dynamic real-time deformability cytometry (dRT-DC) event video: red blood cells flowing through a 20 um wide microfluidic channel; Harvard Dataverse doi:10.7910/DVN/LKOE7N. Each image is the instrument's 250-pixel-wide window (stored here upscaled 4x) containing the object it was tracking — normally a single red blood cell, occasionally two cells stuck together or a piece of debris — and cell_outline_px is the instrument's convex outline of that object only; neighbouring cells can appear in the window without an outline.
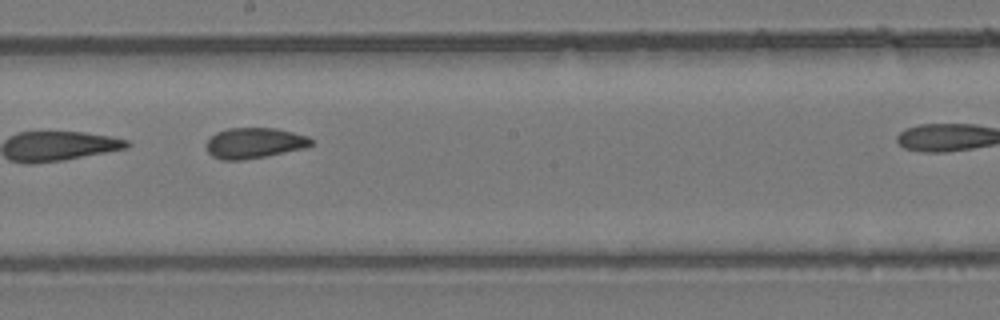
{"species": "common noctule bat (a hibernating species)", "species_latin": "Nyctalus noctula", "temperature_condition": "room temperature", "stored_images_in_passage": 11, "camera_frame_rate_fps": 3000, "um_per_image_px": 0.085, "animal": {"sex": "female", "body_mass_g": 24.6, "forearm_length_mm": 56.2}, "frame": {"image": 1, "passage_image": 8, "time_ms": 2.333, "image_size_px": [1000, 320], "cell_outline_px": [[312, 144], [308, 148], [264, 156], [240, 160], [220, 160], [212, 156], [208, 152], [204, 144], [216, 132], [228, 128], [276, 128], [308, 136], [312, 140]], "centroid_in_image_um": [21.61, 12.16], "position_along_channel_um": 226.6, "area_um2": 18.79}}